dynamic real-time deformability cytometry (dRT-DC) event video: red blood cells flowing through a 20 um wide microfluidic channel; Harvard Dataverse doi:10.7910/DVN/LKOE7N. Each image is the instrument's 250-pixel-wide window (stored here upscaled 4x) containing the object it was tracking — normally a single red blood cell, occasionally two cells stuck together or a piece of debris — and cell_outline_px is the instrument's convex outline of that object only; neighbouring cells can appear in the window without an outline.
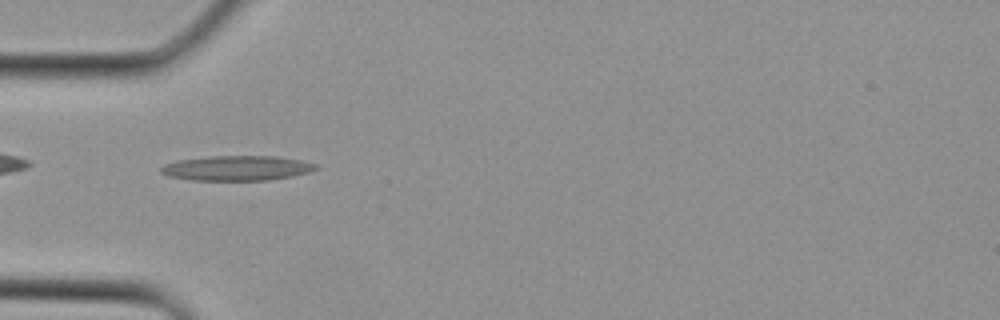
{"species": "Egyptian fruit bat (a non-hibernating species)", "species_latin": "Rousettus aegyptiacus", "temperature_condition": "cold", "stored_images_in_passage": 2, "camera_frame_rate_fps": 3000, "um_per_image_px": 0.085, "animal": {"sex": "female"}, "frame": {"image": 1, "passage_image": 2, "time_ms": 0.333, "image_size_px": [1000, 320], "cell_outline_px": [[320, 168], [308, 172], [292, 176], [268, 180], [192, 180], [168, 176], [160, 172], [160, 168], [164, 164], [176, 160], [208, 156], [276, 156], [300, 160], [316, 164]], "centroid_in_image_um": [20.11, 14.28], "position_along_channel_um": 64.9, "area_um2": 22.54}}